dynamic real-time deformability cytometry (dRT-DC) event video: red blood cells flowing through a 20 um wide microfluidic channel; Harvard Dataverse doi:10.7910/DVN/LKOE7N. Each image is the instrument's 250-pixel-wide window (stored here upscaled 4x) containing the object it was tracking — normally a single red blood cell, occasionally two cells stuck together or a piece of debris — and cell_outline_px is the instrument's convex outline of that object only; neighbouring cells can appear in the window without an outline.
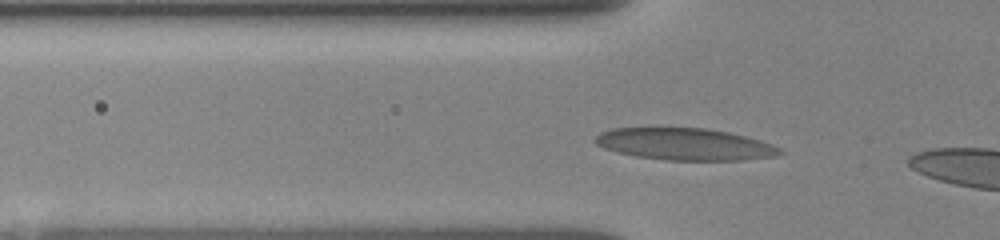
{"species": "human", "species_latin": "Homo sapiens", "temperature_condition": "room temperature", "stored_images_in_passage": 6, "camera_frame_rate_fps": 3000, "um_per_image_px": 0.085, "donor": {"sex": "female"}, "frame": {"image": 1, "passage_image": 4, "time_ms": 0.667, "image_size_px": [1000, 240], "cell_outline_px": [[784, 152], [776, 156], [740, 160], [664, 160], [636, 156], [616, 152], [604, 148], [596, 144], [592, 140], [600, 132], [612, 128], [704, 128], [728, 132], [760, 140], [772, 144], [780, 148]], "centroid_in_image_um": [58.18, 12.26], "position_along_channel_um": 67.6, "area_um2": 34.33}}